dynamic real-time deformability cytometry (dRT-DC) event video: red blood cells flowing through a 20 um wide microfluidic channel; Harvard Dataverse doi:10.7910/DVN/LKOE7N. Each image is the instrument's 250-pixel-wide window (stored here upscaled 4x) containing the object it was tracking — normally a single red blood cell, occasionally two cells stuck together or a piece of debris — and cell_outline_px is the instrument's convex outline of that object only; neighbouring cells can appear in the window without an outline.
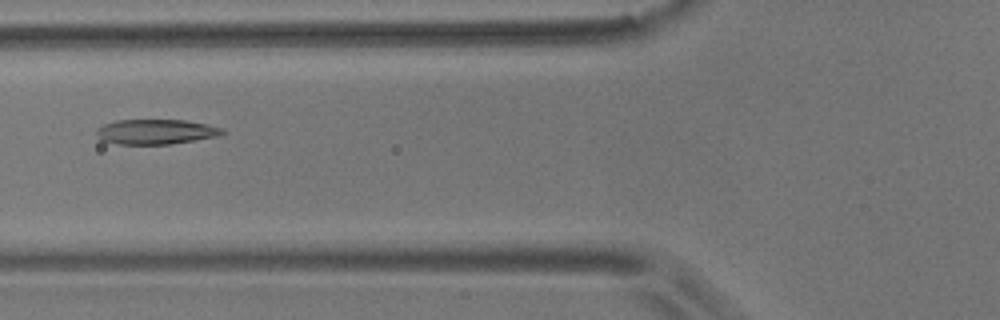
{"species": "common noctule bat (a hibernating species)", "species_latin": "Nyctalus noctula", "temperature_condition": "room temperature", "stored_images_in_passage": 10, "camera_frame_rate_fps": 3000, "um_per_image_px": 0.085, "animal": {"sex": "male", "body_mass_g": 17.9}, "frame": {"image": 1, "passage_image": 5, "time_ms": 5.667, "image_size_px": [1000, 320], "cell_outline_px": [[228, 132], [220, 136], [172, 144], [120, 144], [100, 140], [96, 132], [96, 128], [104, 124], [116, 120], [184, 120], [224, 128]], "centroid_in_image_um": [13.28, 11.2], "position_along_channel_um": 112.5, "area_um2": 18.44}}
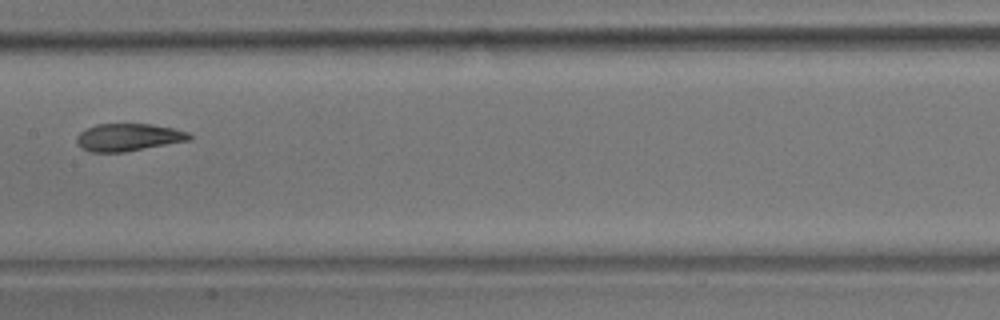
{"frame": {"image": 2, "passage_image": 7, "time_ms": 8.0, "image_size_px": [1000, 320], "cell_outline_px": [[192, 140], [124, 152], [88, 152], [80, 148], [76, 144], [76, 136], [80, 132], [96, 124], [152, 124], [172, 128], [188, 132], [192, 136]], "centroid_in_image_um": [10.89, 11.68], "position_along_channel_um": 196.5, "area_um2": 18.21}}
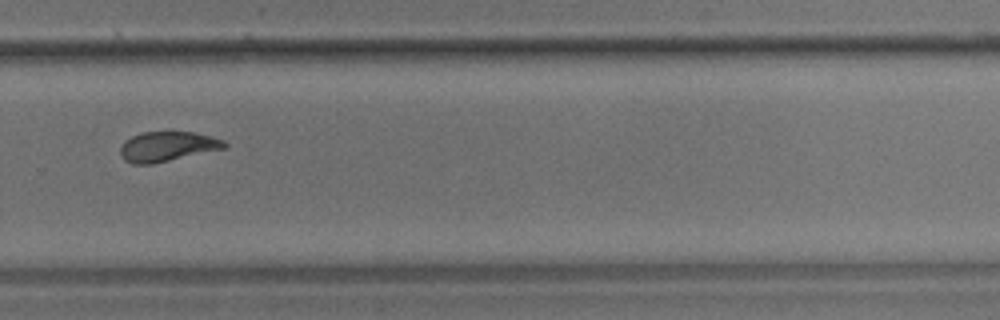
{"frame": {"image": 3, "passage_image": 10, "time_ms": 11.333, "image_size_px": [1000, 320], "cell_outline_px": [[228, 144], [224, 148], [152, 164], [132, 164], [124, 160], [120, 156], [120, 148], [124, 140], [140, 132], [192, 132], [224, 140]], "centroid_in_image_um": [14.16, 12.45], "position_along_channel_um": 315.6, "area_um2": 17.98}}